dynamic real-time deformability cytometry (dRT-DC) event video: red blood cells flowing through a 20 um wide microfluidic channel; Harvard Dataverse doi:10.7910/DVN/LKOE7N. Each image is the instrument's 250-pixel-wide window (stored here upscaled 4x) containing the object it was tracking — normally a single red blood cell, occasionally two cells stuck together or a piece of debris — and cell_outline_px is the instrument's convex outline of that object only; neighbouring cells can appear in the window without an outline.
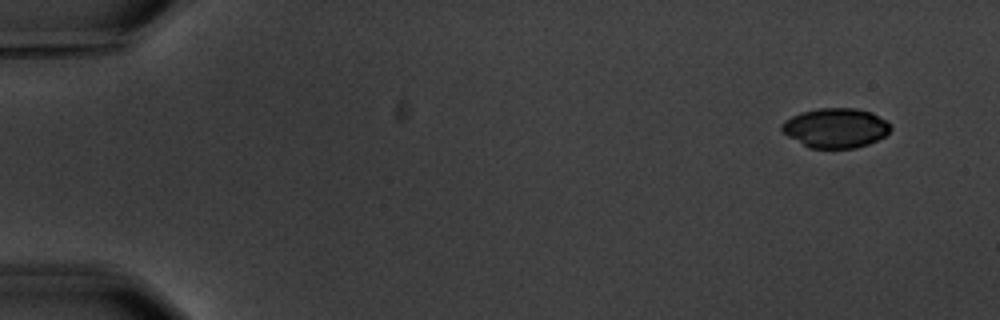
{"species": "common noctule bat (a hibernating species)", "species_latin": "Nyctalus noctula", "temperature_condition": "warm", "stored_images_in_passage": 6, "segment_of_instrument_passage": [1, 2], "camera_frame_rate_fps": 3000, "um_per_image_px": 0.085, "animal": {"sex": "male", "body_mass_g": 20.1, "forearm_length_mm": 53.5}, "frame": {"image": 1, "passage_image": 1, "time_ms": 0.0, "image_size_px": [1000, 320], "cell_outline_px": [[892, 128], [884, 136], [868, 144], [856, 148], [808, 148], [788, 136], [780, 128], [780, 124], [784, 120], [800, 112], [816, 108], [856, 108], [872, 112], [888, 120], [892, 124]], "centroid_in_image_um": [71.04, 10.86], "position_along_channel_um": 14.0, "area_um2": 25.43}}
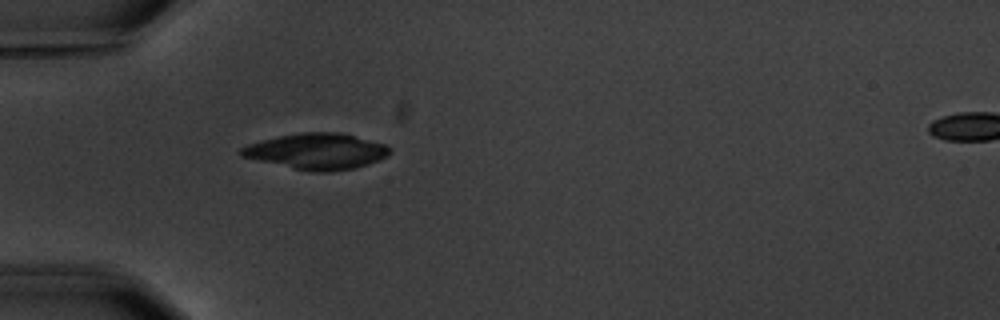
{"frame": {"image": 2, "passage_image": 5, "time_ms": 4.667, "image_size_px": [1000, 320], "cell_outline_px": [[392, 152], [376, 160], [352, 168], [332, 172], [308, 172], [240, 156], [236, 152], [240, 148], [248, 144], [280, 136], [300, 132], [340, 132], [388, 144], [392, 148]], "centroid_in_image_um": [26.91, 12.86], "position_along_channel_um": 58.1, "area_um2": 31.15}}